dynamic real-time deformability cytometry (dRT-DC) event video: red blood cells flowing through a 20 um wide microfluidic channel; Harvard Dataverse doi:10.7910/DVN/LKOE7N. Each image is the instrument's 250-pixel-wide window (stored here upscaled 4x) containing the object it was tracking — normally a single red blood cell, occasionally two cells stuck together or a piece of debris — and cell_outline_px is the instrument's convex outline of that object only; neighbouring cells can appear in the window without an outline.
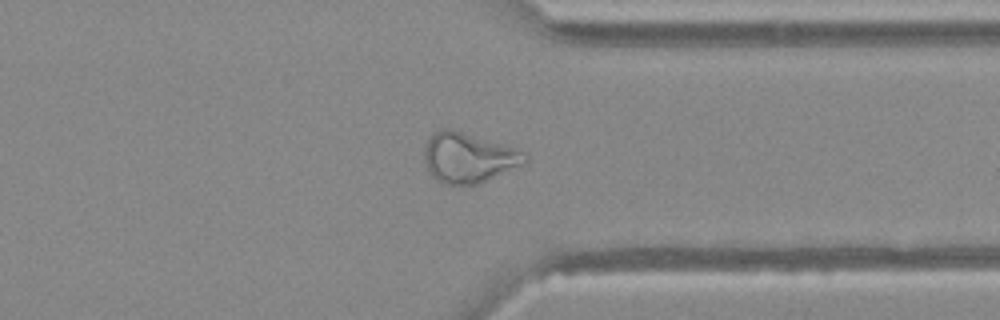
{"species": "Egyptian fruit bat (a non-hibernating species)", "species_latin": "Rousettus aegyptiacus", "temperature_condition": "warm", "stored_images_in_passage": 39, "camera_frame_rate_fps": 3000, "um_per_image_px": 0.085, "animal": {"sex": "female"}, "frame": {"image": 1, "passage_image": 28, "time_ms": 9.0, "image_size_px": [1000, 320], "cell_outline_px": [[528, 164], [480, 184], [444, 184], [436, 180], [432, 176], [424, 160], [424, 148], [428, 140], [440, 128], [448, 128], [520, 148], [528, 156]], "centroid_in_image_um": [39.91, 13.42], "position_along_channel_um": 371.5, "area_um2": 29.82}}
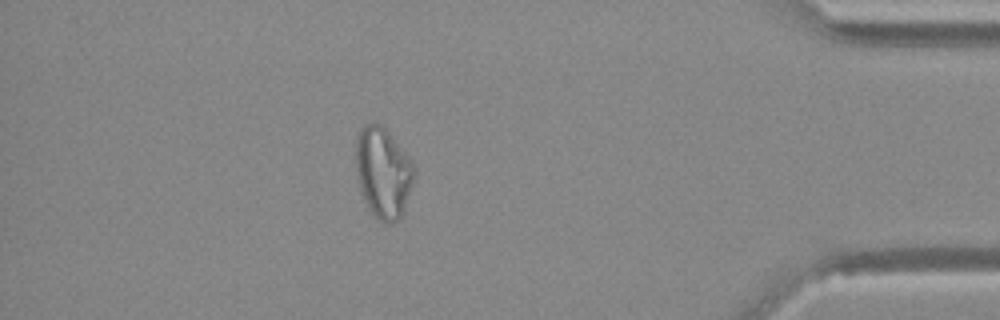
{"frame": {"image": 2, "passage_image": 33, "time_ms": 10.667, "image_size_px": [1000, 320], "cell_outline_px": [[416, 168], [404, 208], [400, 220], [392, 224], [384, 224], [368, 208], [360, 188], [356, 172], [356, 136], [360, 128], [364, 124], [384, 124], [408, 156]], "centroid_in_image_um": [32.56, 14.64], "position_along_channel_um": 402.6, "area_um2": 30.87}}